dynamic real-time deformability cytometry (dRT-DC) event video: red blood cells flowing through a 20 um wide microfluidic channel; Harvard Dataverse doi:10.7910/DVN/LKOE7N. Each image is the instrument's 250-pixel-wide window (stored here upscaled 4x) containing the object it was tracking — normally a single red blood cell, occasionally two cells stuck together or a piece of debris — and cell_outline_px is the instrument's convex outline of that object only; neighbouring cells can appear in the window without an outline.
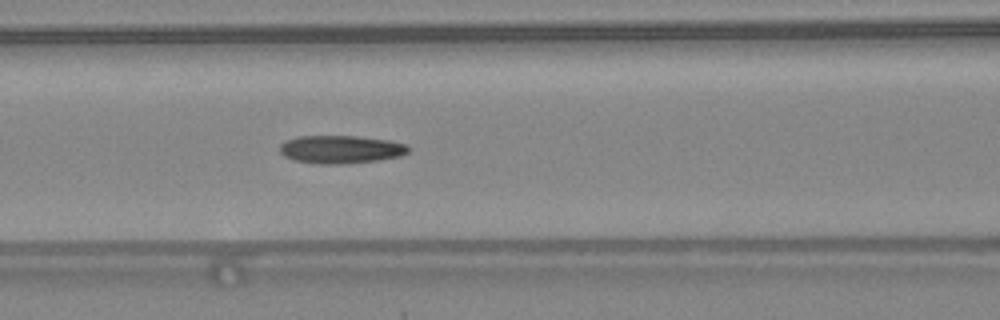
{"species": "common noctule bat (a hibernating species)", "species_latin": "Nyctalus noctula", "temperature_condition": "warm", "stored_images_in_passage": 32, "camera_frame_rate_fps": 3000, "um_per_image_px": 0.085, "animal": {"sex": "female", "body_mass_g": 24.6, "forearm_length_mm": 56.2}, "frame": {"image": 1, "passage_image": 5, "time_ms": 1.333, "image_size_px": [1000, 320], "cell_outline_px": [[408, 152], [400, 156], [380, 160], [344, 164], [320, 164], [296, 160], [284, 156], [280, 152], [280, 144], [284, 140], [296, 136], [356, 136], [388, 140], [408, 144]], "centroid_in_image_um": [28.96, 12.69], "position_along_channel_um": 137.6, "area_um2": 21.1}}